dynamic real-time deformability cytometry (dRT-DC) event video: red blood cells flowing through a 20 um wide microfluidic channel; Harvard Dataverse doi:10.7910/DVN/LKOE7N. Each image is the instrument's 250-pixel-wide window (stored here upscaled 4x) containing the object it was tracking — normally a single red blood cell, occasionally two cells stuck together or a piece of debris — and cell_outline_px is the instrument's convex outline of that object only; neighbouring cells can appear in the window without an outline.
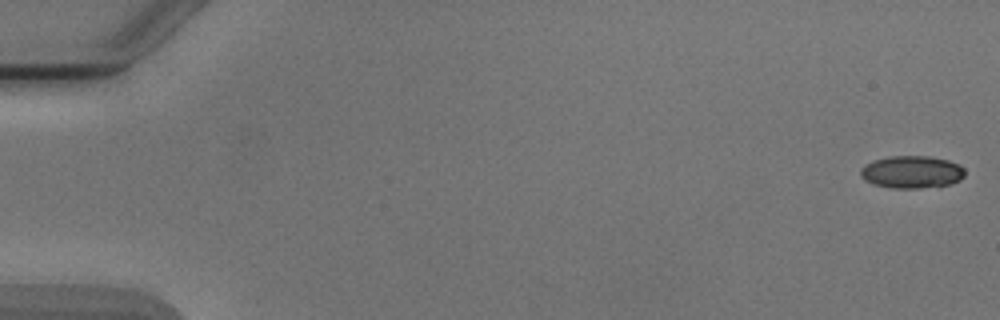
{"species": "Egyptian fruit bat (a non-hibernating species)", "species_latin": "Rousettus aegyptiacus", "temperature_condition": "cold", "stored_images_in_passage": 6, "camera_frame_rate_fps": 3000, "um_per_image_px": 0.085, "animal": {"sex": "male"}, "frame": {"image": 1, "passage_image": 1, "time_ms": 0.0, "image_size_px": [1000, 320], "cell_outline_px": [[964, 176], [960, 180], [952, 184], [920, 188], [892, 188], [872, 184], [864, 180], [860, 176], [860, 168], [864, 164], [872, 160], [888, 156], [928, 156], [948, 160], [960, 164], [964, 168]], "centroid_in_image_um": [77.47, 14.62], "position_along_channel_um": 7.5, "area_um2": 20.06}}